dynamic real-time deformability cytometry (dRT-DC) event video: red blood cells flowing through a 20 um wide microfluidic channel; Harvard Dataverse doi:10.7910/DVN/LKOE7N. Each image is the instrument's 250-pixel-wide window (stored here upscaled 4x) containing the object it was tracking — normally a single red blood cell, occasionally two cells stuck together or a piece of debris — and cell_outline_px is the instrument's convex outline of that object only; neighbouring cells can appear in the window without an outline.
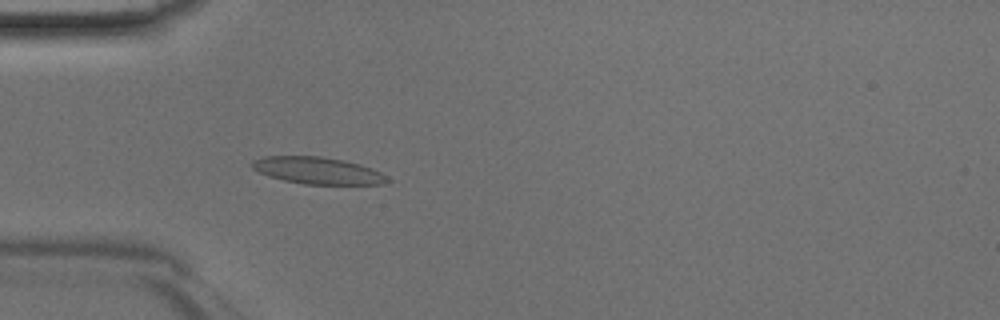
{"species": "Egyptian fruit bat (a non-hibernating species)", "species_latin": "Rousettus aegyptiacus", "temperature_condition": "room temperature", "stored_images_in_passage": 46, "camera_frame_rate_fps": 3000, "um_per_image_px": 0.085, "animal": {"sex": "male"}, "frame": {"image": 1, "passage_image": 14, "time_ms": 4.333, "image_size_px": [1000, 320], "cell_outline_px": [[392, 180], [384, 184], [304, 184], [284, 180], [268, 176], [252, 168], [252, 160], [264, 156], [320, 156], [344, 160], [360, 164], [372, 168], [388, 176]], "centroid_in_image_um": [27.03, 14.49], "position_along_channel_um": 58.0, "area_um2": 21.27}}
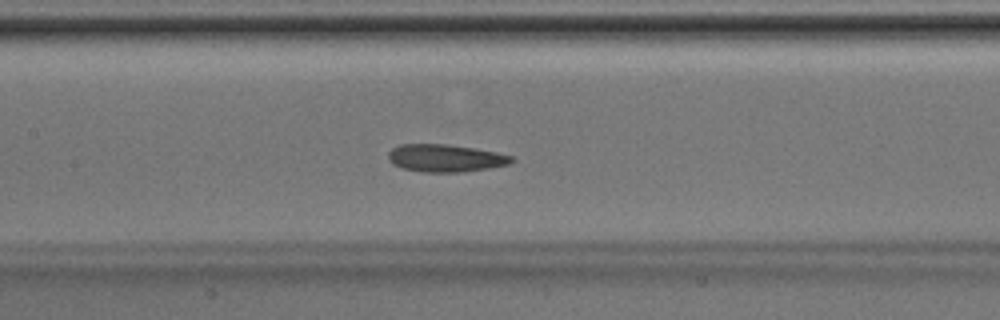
{"frame": {"image": 2, "passage_image": 22, "time_ms": 7.0, "image_size_px": [1000, 320], "cell_outline_px": [[516, 160], [508, 164], [488, 168], [464, 172], [424, 172], [400, 168], [392, 164], [388, 160], [388, 152], [392, 148], [400, 144], [448, 144], [496, 152], [512, 156]], "centroid_in_image_um": [37.82, 13.44], "position_along_channel_um": 169.6, "area_um2": 19.88}}
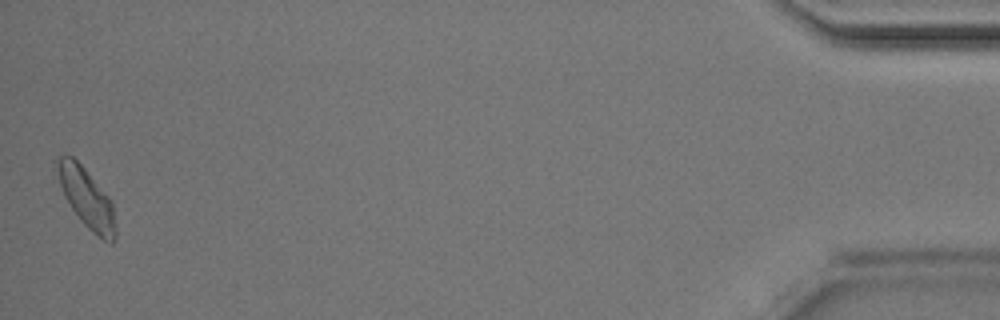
{"frame": {"image": 3, "passage_image": 46, "time_ms": 15.0, "image_size_px": [1000, 320], "cell_outline_px": [[116, 236], [112, 244], [104, 240], [92, 232], [80, 220], [64, 196], [60, 184], [56, 164], [56, 160], [64, 152], [72, 156], [84, 168], [112, 200], [116, 232]], "centroid_in_image_um": [7.37, 16.83], "position_along_channel_um": 427.8, "area_um2": 20.11}}